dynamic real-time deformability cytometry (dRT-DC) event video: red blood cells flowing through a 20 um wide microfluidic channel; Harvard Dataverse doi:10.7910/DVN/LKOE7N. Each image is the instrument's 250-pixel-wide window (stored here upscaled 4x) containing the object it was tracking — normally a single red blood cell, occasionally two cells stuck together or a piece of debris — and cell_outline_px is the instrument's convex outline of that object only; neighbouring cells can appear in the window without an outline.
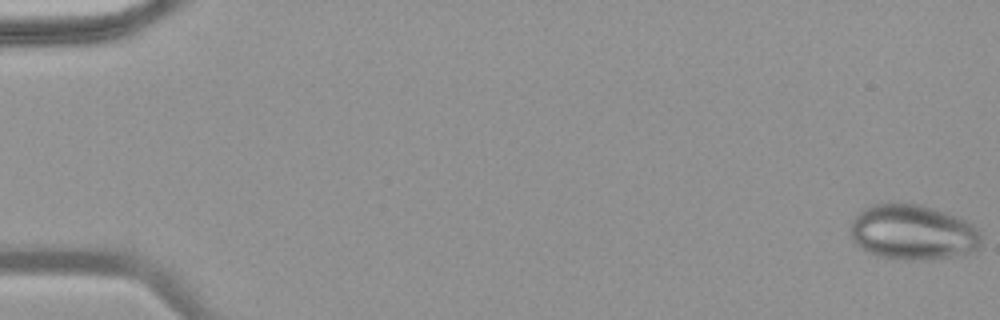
{"species": "common noctule bat (a hibernating species)", "species_latin": "Nyctalus noctula", "temperature_condition": "warm", "stored_images_in_passage": 66, "camera_frame_rate_fps": 3000, "um_per_image_px": 0.085, "animal": {"sex": "female", "body_mass_g": 18.4}, "frame": {"image": 1, "passage_image": 1, "time_ms": 0.0, "image_size_px": [1000, 320], "cell_outline_px": [[980, 248], [964, 256], [932, 260], [904, 260], [876, 256], [860, 248], [852, 240], [852, 220], [864, 208], [872, 204], [920, 204], [948, 212], [968, 220], [980, 232]], "centroid_in_image_um": [77.65, 19.77], "position_along_channel_um": 7.3, "area_um2": 42.71}}
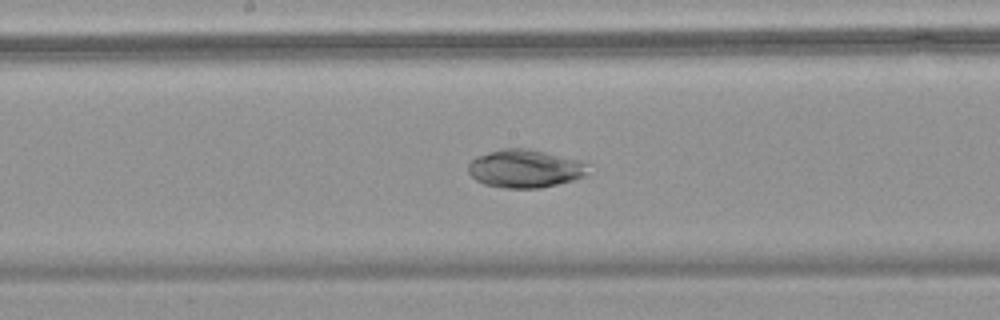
{"frame": {"image": 2, "passage_image": 36, "time_ms": 11.667, "image_size_px": [1000, 320], "cell_outline_px": [[592, 164], [584, 176], [572, 180], [540, 188], [500, 188], [484, 184], [476, 180], [468, 172], [468, 164], [476, 156], [500, 148], [528, 148], [584, 160]], "centroid_in_image_um": [44.66, 14.31], "position_along_channel_um": 203.5, "area_um2": 27.11}}
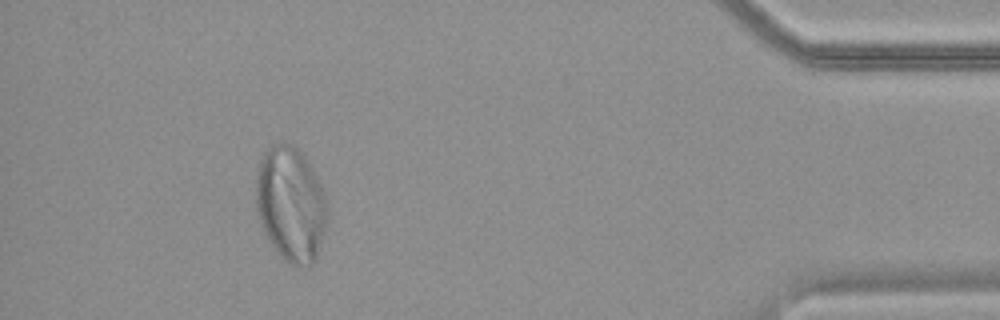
{"frame": {"image": 3, "passage_image": 61, "time_ms": 20.0, "image_size_px": [1000, 320], "cell_outline_px": [[328, 224], [316, 256], [312, 264], [292, 264], [284, 260], [268, 240], [260, 224], [256, 208], [256, 176], [260, 156], [272, 144], [280, 140], [292, 144], [300, 148], [316, 176], [324, 192], [328, 208]], "centroid_in_image_um": [24.71, 17.29], "position_along_channel_um": 410.5, "area_um2": 48.26}}